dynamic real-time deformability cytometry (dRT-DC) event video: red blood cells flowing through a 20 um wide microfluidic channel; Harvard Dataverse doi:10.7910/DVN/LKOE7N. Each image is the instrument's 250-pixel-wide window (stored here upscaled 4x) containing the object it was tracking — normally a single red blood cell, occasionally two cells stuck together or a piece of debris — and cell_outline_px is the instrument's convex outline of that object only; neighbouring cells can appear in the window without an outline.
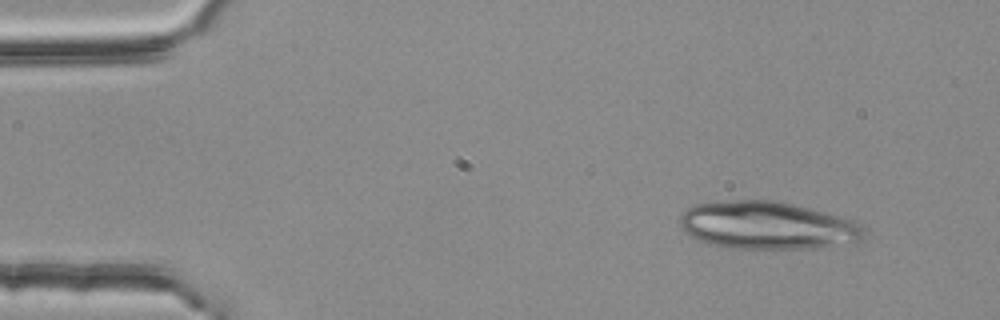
{"species": "common noctule bat (a hibernating species)", "species_latin": "Nyctalus noctula", "temperature_condition": "room temperature", "stored_images_in_passage": 3, "camera_frame_rate_fps": 3000, "um_per_image_px": 0.085, "animal": {"sex": "female", "body_mass_g": 25.1}, "frame": {"image": 1, "passage_image": 1, "time_ms": 0.0, "image_size_px": [1000, 320], "cell_outline_px": [[864, 240], [856, 244], [804, 248], [728, 248], [708, 244], [684, 232], [680, 228], [680, 216], [692, 204], [736, 200], [772, 200], [792, 204], [824, 212], [852, 220], [860, 224], [864, 228]], "centroid_in_image_um": [65.24, 19.17], "position_along_channel_um": 19.8, "area_um2": 51.27}}